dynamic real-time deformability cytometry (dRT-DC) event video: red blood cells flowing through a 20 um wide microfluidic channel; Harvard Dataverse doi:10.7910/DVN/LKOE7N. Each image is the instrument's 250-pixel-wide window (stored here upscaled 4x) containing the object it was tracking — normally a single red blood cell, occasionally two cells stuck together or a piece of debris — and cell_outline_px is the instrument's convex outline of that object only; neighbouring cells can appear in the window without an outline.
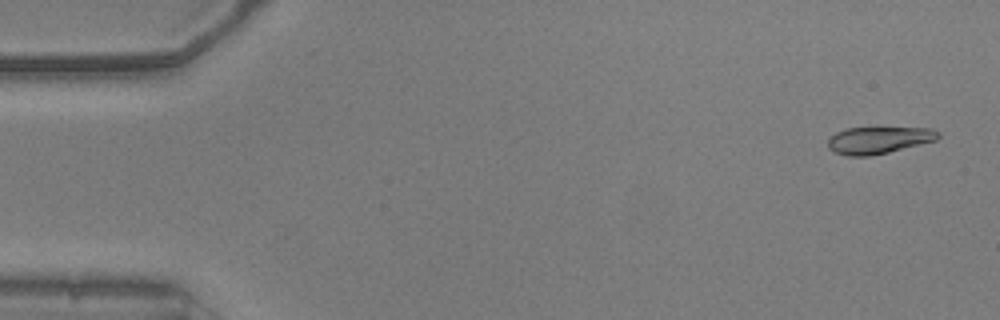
{"species": "common noctule bat (a hibernating species)", "species_latin": "Nyctalus noctula", "temperature_condition": "warm", "stored_images_in_passage": 52, "camera_frame_rate_fps": 3000, "um_per_image_px": 0.085, "animal": {"sex": "male", "body_mass_g": 20.5, "forearm_length_mm": 52.5}, "frame": {"image": 1, "passage_image": 2, "time_ms": 0.333, "image_size_px": [1000, 320], "cell_outline_px": [[940, 136], [936, 140], [888, 152], [868, 156], [848, 156], [836, 152], [828, 148], [828, 140], [836, 132], [848, 128], [932, 128], [940, 132]], "centroid_in_image_um": [74.7, 11.9], "position_along_channel_um": 10.3, "area_um2": 17.11}}
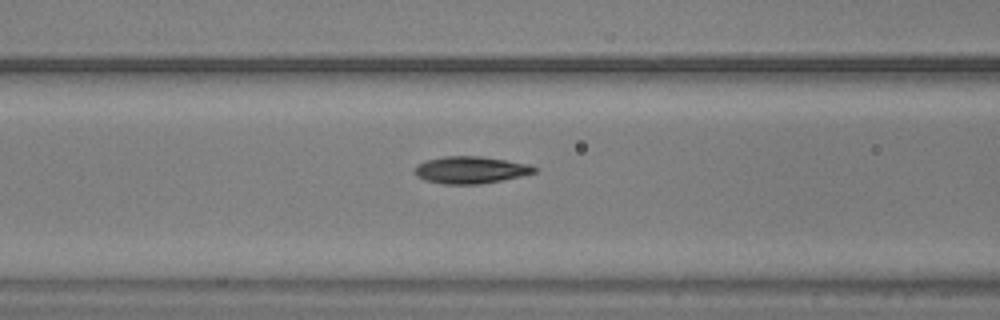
{"frame": {"image": 2, "passage_image": 21, "time_ms": 6.667, "image_size_px": [1000, 320], "cell_outline_px": [[536, 172], [520, 176], [480, 184], [444, 184], [424, 180], [416, 176], [416, 164], [424, 160], [444, 156], [480, 156], [528, 164], [536, 168]], "centroid_in_image_um": [39.95, 14.44], "position_along_channel_um": 126.7, "area_um2": 18.73}}
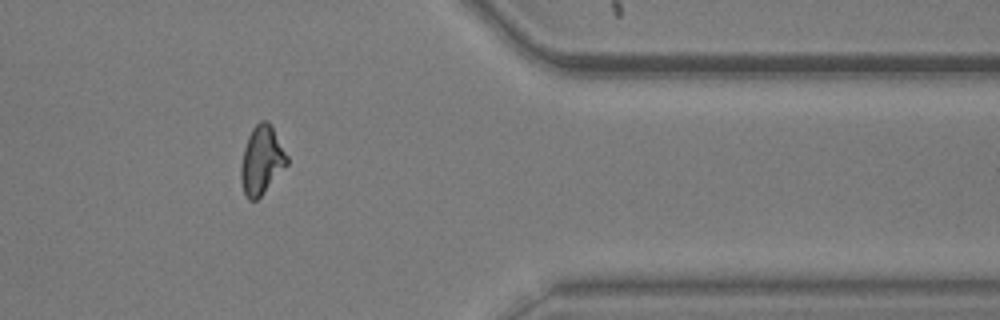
{"frame": {"image": 3, "passage_image": 43, "time_ms": 14.0, "image_size_px": [1000, 320], "cell_outline_px": [[288, 164], [260, 196], [256, 200], [248, 200], [244, 192], [240, 180], [240, 168], [244, 148], [248, 136], [252, 128], [260, 120], [268, 120], [288, 156]], "centroid_in_image_um": [22.22, 13.61], "position_along_channel_um": 389.2, "area_um2": 18.21}, "authors_computed_cell_mechanics": {"area_um2": 18.207, "velocity_mm_per_s": 3.8409, "shape_relaxation_time_tau1_ms": null, "shape_relaxation_time_tau2_ms": 1.7315, "deformation_change_tau1": null, "deformation_change_tau2": 0.0872}}